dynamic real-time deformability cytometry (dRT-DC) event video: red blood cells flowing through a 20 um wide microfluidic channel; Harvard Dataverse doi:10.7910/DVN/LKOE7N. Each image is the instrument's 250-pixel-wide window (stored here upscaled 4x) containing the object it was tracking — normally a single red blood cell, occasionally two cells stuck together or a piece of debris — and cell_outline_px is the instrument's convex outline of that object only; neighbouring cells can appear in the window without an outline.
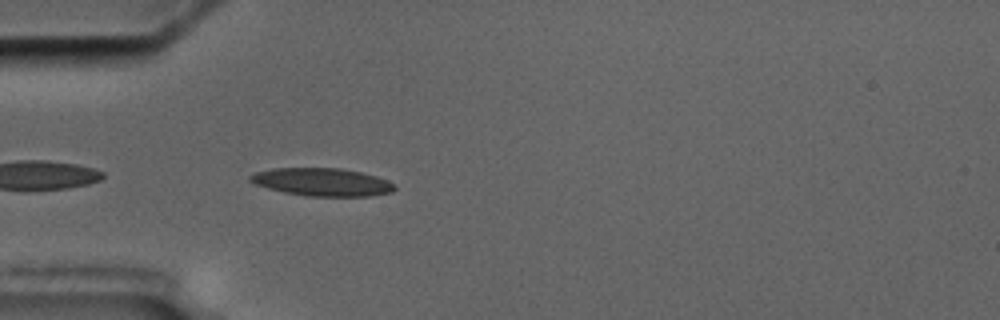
{"species": "common noctule bat (a hibernating species)", "species_latin": "Nyctalus noctula", "temperature_condition": "cold", "stored_images_in_passage": 5, "camera_frame_rate_fps": 3000, "um_per_image_px": 0.085, "animal": {"sex": "male", "body_mass_g": 17.5, "forearm_length_mm": 52.3}, "frame": {"image": 1, "passage_image": 5, "time_ms": 4.667, "image_size_px": [1000, 320], "cell_outline_px": [[396, 188], [392, 192], [368, 196], [308, 196], [284, 192], [252, 184], [248, 180], [248, 176], [256, 172], [272, 168], [340, 168], [360, 172], [376, 176], [396, 184]], "centroid_in_image_um": [27.35, 15.47], "position_along_channel_um": 57.7, "area_um2": 23.52}}